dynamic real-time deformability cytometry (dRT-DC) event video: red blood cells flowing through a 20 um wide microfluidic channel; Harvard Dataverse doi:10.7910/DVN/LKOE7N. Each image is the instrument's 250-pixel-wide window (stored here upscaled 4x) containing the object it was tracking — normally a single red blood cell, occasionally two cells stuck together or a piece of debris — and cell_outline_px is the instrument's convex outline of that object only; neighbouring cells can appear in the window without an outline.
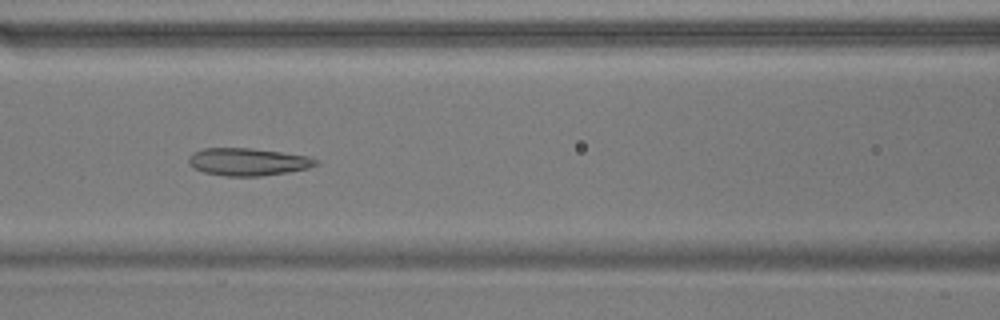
{"species": "common noctule bat (a hibernating species)", "species_latin": "Nyctalus noctula", "temperature_condition": "warm", "stored_images_in_passage": 47, "camera_frame_rate_fps": 3000, "um_per_image_px": 0.085, "animal": {"sex": "male", "body_mass_g": 17.9}, "frame": {"image": 1, "passage_image": 16, "time_ms": 5.0, "image_size_px": [1000, 320], "cell_outline_px": [[316, 164], [308, 168], [288, 172], [260, 176], [224, 176], [204, 172], [188, 164], [188, 160], [196, 152], [204, 148], [248, 148], [280, 152], [308, 156], [316, 160]], "centroid_in_image_um": [21.07, 13.76], "position_along_channel_um": 145.5, "area_um2": 20.0}}
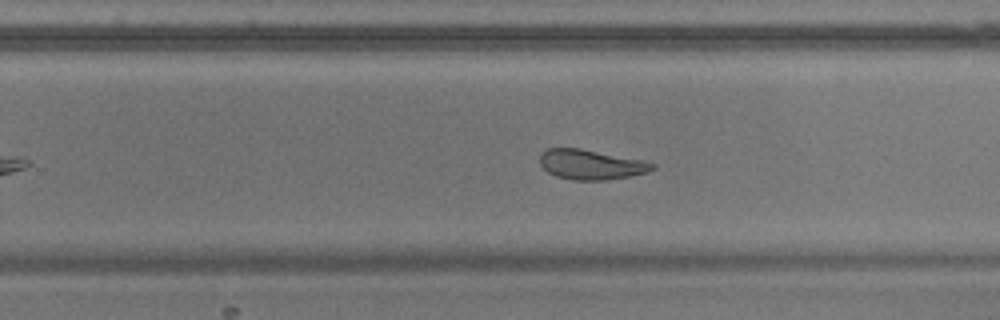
{"frame": {"image": 2, "passage_image": 27, "time_ms": 8.667, "image_size_px": [1000, 320], "cell_outline_px": [[656, 168], [648, 172], [632, 176], [604, 180], [572, 180], [556, 176], [548, 172], [540, 164], [540, 152], [548, 148], [580, 148], [640, 160], [656, 164]], "centroid_in_image_um": [50.22, 13.99], "position_along_channel_um": 279.6, "area_um2": 19.54}}
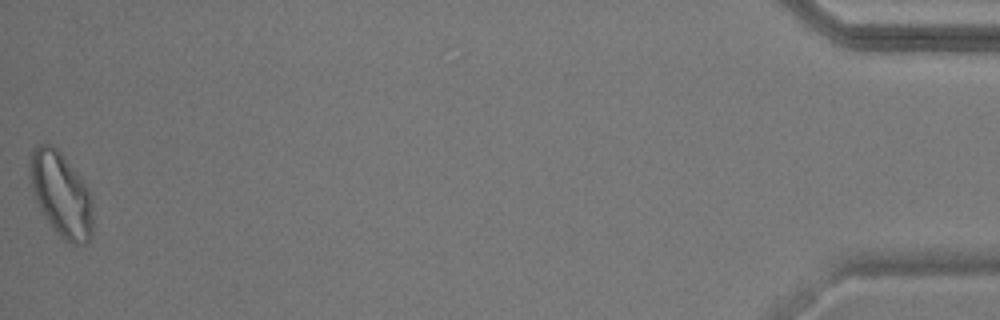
{"frame": {"image": 3, "passage_image": 47, "time_ms": 15.333, "image_size_px": [1000, 320], "cell_outline_px": [[92, 236], [84, 244], [72, 244], [64, 240], [48, 224], [36, 200], [32, 188], [28, 172], [28, 164], [32, 148], [40, 144], [48, 144], [56, 148], [60, 152], [76, 172], [88, 188], [92, 200]], "centroid_in_image_um": [5.17, 16.53], "position_along_channel_um": 430.0, "area_um2": 31.04}, "authors_computed_cell_mechanics": {"area_um2": 22.5998, "velocity_mm_per_s": 3.6679, "shape_relaxation_time_tau1_ms": 5.7543, "shape_relaxation_time_tau2_ms": 1.7902, "deformation_change_tau1": 0.1487, "deformation_change_tau2": 0.0858}}